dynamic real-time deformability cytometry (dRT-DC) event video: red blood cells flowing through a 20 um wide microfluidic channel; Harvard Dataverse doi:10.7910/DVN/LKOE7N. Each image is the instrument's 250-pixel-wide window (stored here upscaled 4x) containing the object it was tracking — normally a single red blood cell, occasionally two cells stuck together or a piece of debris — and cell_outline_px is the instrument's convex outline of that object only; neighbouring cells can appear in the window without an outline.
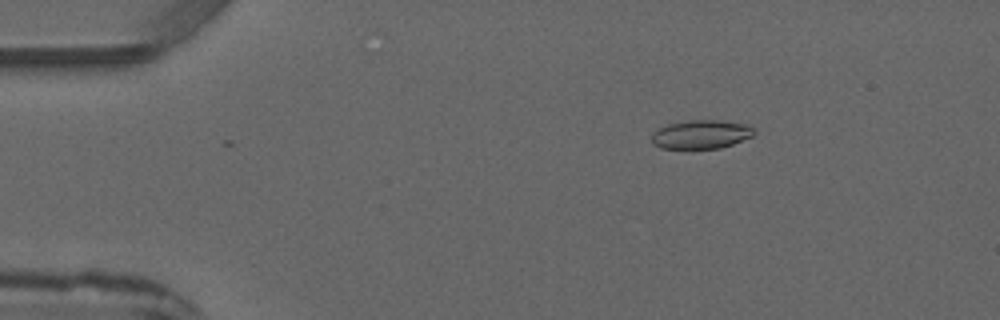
{"species": "common noctule bat (a hibernating species)", "species_latin": "Nyctalus noctula", "temperature_condition": "warm", "stored_images_in_passage": 2, "camera_frame_rate_fps": 3000, "um_per_image_px": 0.085, "animal": {"sex": "male", "forearm_length_mm": 52.5}, "frame": {"image": 1, "passage_image": 2, "time_ms": 1.333, "image_size_px": [1000, 320], "cell_outline_px": [[756, 132], [752, 136], [732, 144], [720, 148], [660, 148], [652, 144], [652, 136], [660, 128], [668, 124], [688, 120], [716, 120], [748, 124]], "centroid_in_image_um": [59.61, 11.42], "position_along_channel_um": 25.4, "area_um2": 16.94}}